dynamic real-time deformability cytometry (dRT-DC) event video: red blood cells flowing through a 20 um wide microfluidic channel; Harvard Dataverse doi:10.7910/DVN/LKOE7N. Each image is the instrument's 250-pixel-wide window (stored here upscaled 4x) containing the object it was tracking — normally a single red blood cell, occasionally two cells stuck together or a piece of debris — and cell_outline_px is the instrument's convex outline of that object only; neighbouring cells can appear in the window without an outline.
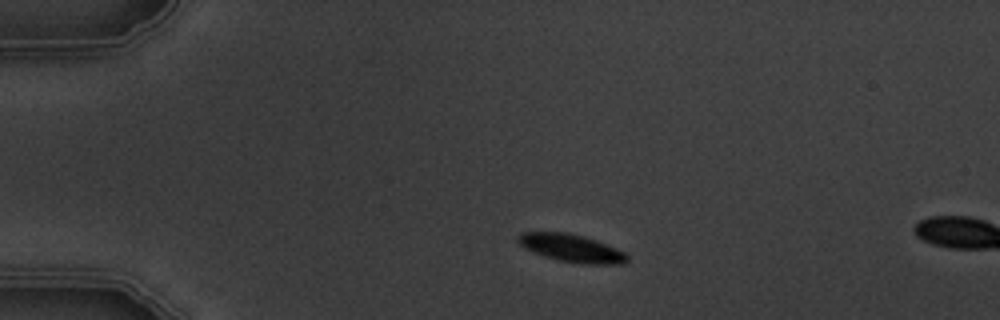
{"species": "common noctule bat (a hibernating species)", "species_latin": "Nyctalus noctula", "temperature_condition": "warm", "stored_images_in_passage": 2, "camera_frame_rate_fps": 3000, "um_per_image_px": 0.085, "animal": {"sex": "male", "body_mass_g": 19.5, "forearm_length_mm": 54.6}, "frame": {"image": 1, "passage_image": 1, "time_ms": 0.0, "image_size_px": [1000, 320], "cell_outline_px": [[628, 260], [624, 264], [580, 264], [556, 260], [532, 252], [524, 248], [516, 240], [524, 232], [568, 232], [584, 236], [596, 240], [616, 248], [624, 252], [628, 256]], "centroid_in_image_um": [48.59, 21.1], "position_along_channel_um": 36.4, "area_um2": 17.74}}